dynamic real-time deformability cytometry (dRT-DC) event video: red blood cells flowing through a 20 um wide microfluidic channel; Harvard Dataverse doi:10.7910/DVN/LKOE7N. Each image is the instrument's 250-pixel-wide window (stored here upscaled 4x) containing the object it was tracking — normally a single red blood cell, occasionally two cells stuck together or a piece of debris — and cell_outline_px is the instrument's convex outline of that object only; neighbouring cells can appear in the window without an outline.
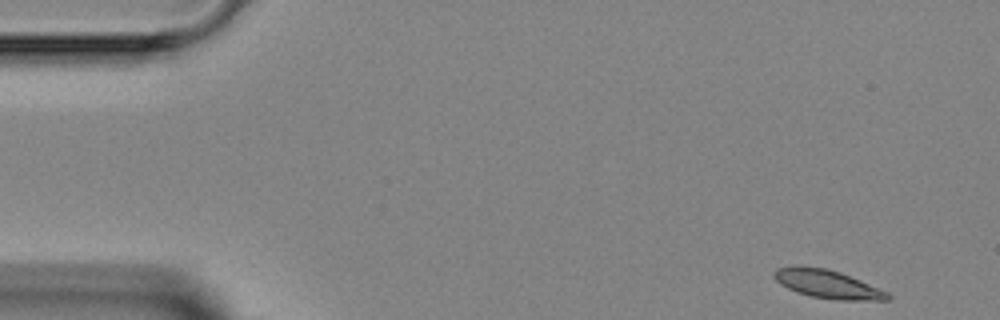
{"species": "Egyptian fruit bat (a non-hibernating species)", "species_latin": "Rousettus aegyptiacus", "temperature_condition": "room temperature", "stored_images_in_passage": 5, "camera_frame_rate_fps": 3000, "um_per_image_px": 0.085, "animal": {"sex": "female"}, "frame": {"image": 1, "passage_image": 1, "time_ms": 0.0, "image_size_px": [1000, 320], "cell_outline_px": [[892, 296], [888, 300], [836, 300], [808, 296], [796, 292], [780, 284], [772, 276], [772, 272], [776, 268], [824, 268], [840, 272], [860, 280], [888, 292]], "centroid_in_image_um": [70.37, 24.19], "position_along_channel_um": 14.6, "area_um2": 18.38}}
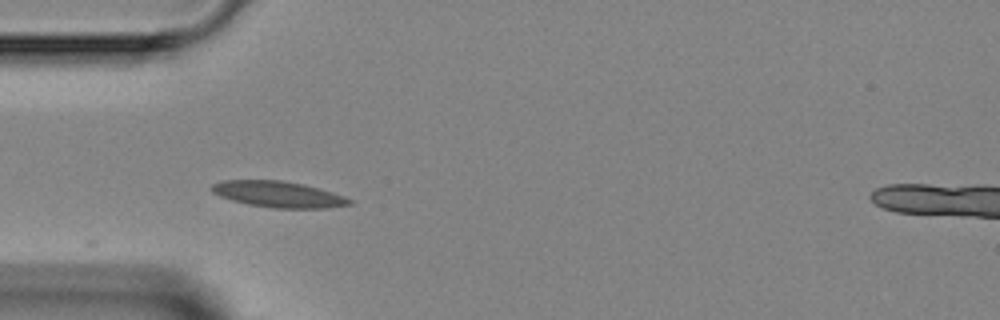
{"frame": {"image": 2, "passage_image": 4, "time_ms": 3.667, "image_size_px": [1000, 320], "cell_outline_px": [[352, 204], [328, 208], [272, 208], [248, 204], [232, 200], [220, 196], [212, 192], [212, 184], [220, 180], [280, 180], [304, 184], [332, 192], [344, 196], [352, 200]], "centroid_in_image_um": [23.66, 16.51], "position_along_channel_um": 61.3, "area_um2": 20.92}}
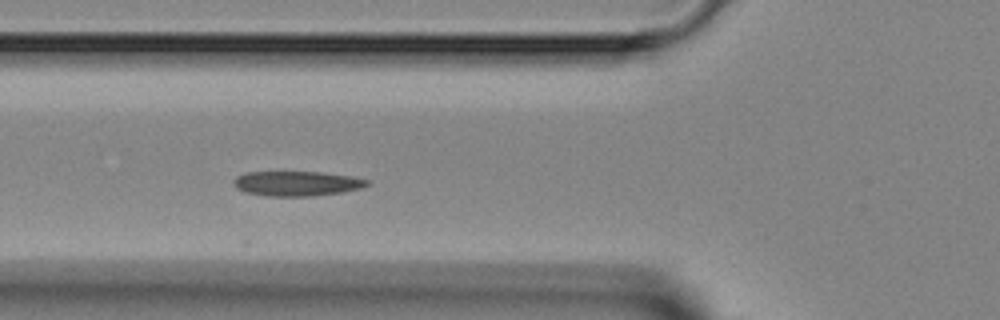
{"frame": {"image": 3, "passage_image": 5, "time_ms": 4.667, "image_size_px": [1000, 320], "cell_outline_px": [[368, 184], [360, 188], [340, 192], [312, 196], [268, 196], [244, 192], [236, 188], [232, 184], [232, 180], [236, 176], [244, 172], [320, 172], [352, 176], [368, 180]], "centroid_in_image_um": [25.15, 15.59], "position_along_channel_um": 100.7, "area_um2": 19.31}}